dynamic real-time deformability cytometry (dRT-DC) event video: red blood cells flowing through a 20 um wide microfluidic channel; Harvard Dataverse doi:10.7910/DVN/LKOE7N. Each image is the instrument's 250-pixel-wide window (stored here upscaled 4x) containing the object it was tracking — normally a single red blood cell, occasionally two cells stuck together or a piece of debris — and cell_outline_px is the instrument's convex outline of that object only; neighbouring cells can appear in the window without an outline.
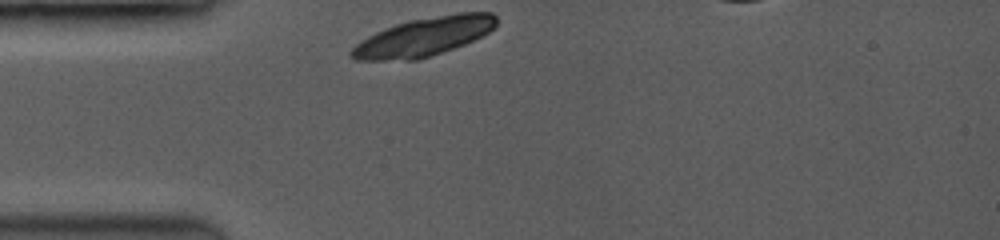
{"species": "common noctule bat (a hibernating species)", "species_latin": "Nyctalus noctula", "temperature_condition": "room temperature", "stored_images_in_passage": 44, "camera_frame_rate_fps": 3500, "um_per_image_px": 0.085, "animal": {"sex": "female", "body_mass_g": 19.0, "forearm_length_mm": 53.3}, "frame": {"image": 1, "passage_image": 1, "time_ms": 0.0, "image_size_px": [1000, 240], "cell_outline_px": [[496, 24], [488, 32], [464, 44], [416, 60], [356, 60], [348, 52], [360, 40], [384, 28], [408, 20], [460, 12], [492, 12], [496, 16]], "centroid_in_image_um": [36.0, 3.11], "position_along_channel_um": 49.0, "area_um2": 32.25}}
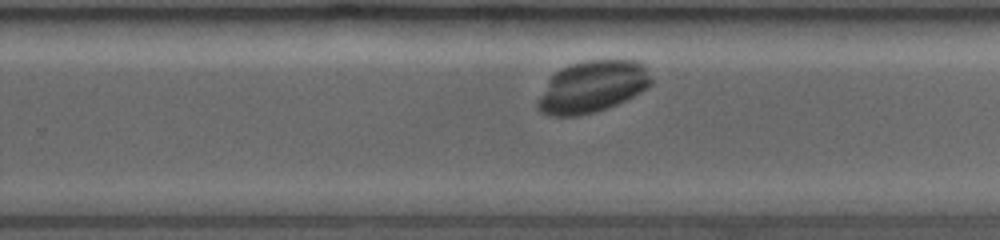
{"frame": {"image": 2, "passage_image": 28, "time_ms": 6.286, "image_size_px": [1000, 240], "cell_outline_px": [[652, 84], [640, 92], [616, 104], [592, 112], [576, 116], [552, 116], [540, 112], [536, 104], [552, 76], [556, 72], [572, 64], [584, 60], [636, 60], [644, 64], [652, 80]], "centroid_in_image_um": [50.37, 7.36], "position_along_channel_um": 279.4, "area_um2": 33.58}}